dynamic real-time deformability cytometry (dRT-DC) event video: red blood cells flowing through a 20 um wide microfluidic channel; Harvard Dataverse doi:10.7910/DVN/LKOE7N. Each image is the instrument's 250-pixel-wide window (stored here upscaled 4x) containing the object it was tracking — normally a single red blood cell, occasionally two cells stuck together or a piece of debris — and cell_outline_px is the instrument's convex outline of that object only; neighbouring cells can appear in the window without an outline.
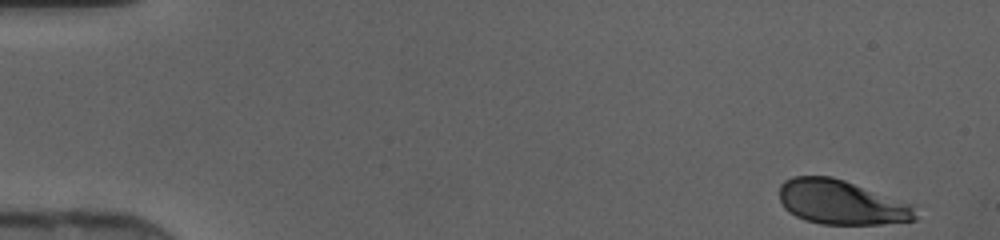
{"species": "human", "species_latin": "Homo sapiens", "temperature_condition": "cold", "stored_images_in_passage": 45, "camera_frame_rate_fps": 3000, "um_per_image_px": 0.085, "donor": {"sex": "female"}, "frame": {"image": 1, "passage_image": 1, "time_ms": 0.0, "image_size_px": [1000, 240], "cell_outline_px": [[916, 220], [880, 224], [820, 224], [804, 220], [788, 212], [784, 208], [780, 200], [780, 184], [784, 180], [792, 176], [832, 176], [844, 180], [912, 204], [916, 216]], "centroid_in_image_um": [71.46, 17.2], "position_along_channel_um": 13.5, "area_um2": 35.2}}
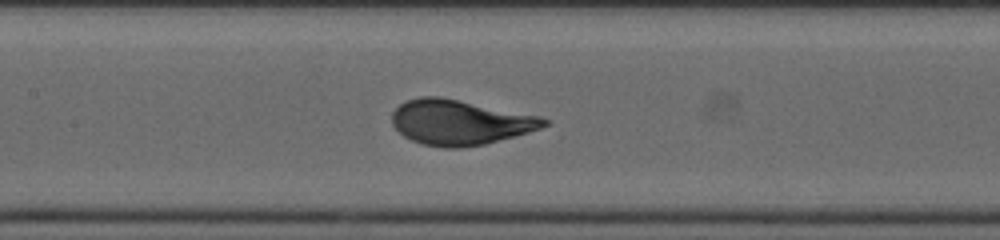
{"frame": {"image": 2, "passage_image": 21, "time_ms": 6.667, "image_size_px": [1000, 240], "cell_outline_px": [[548, 124], [540, 128], [516, 136], [484, 144], [460, 148], [444, 148], [420, 144], [404, 136], [392, 124], [392, 112], [400, 104], [408, 100], [420, 96], [440, 96], [540, 116], [548, 120]], "centroid_in_image_um": [39.07, 10.4], "position_along_channel_um": 168.3, "area_um2": 39.82}}
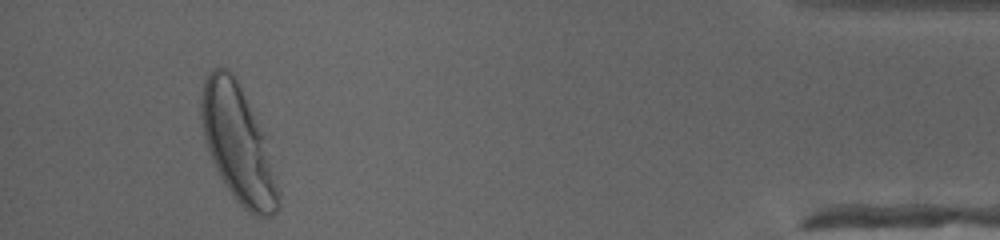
{"frame": {"image": 3, "passage_image": 42, "time_ms": 13.667, "image_size_px": [1000, 240], "cell_outline_px": [[280, 204], [276, 212], [272, 216], [256, 216], [248, 212], [232, 196], [224, 184], [212, 160], [204, 140], [200, 116], [200, 100], [204, 80], [208, 72], [212, 68], [224, 68], [232, 72], [236, 76], [260, 132], [280, 192]], "centroid_in_image_um": [20.17, 12.26], "position_along_channel_um": 415.0, "area_um2": 51.04}}